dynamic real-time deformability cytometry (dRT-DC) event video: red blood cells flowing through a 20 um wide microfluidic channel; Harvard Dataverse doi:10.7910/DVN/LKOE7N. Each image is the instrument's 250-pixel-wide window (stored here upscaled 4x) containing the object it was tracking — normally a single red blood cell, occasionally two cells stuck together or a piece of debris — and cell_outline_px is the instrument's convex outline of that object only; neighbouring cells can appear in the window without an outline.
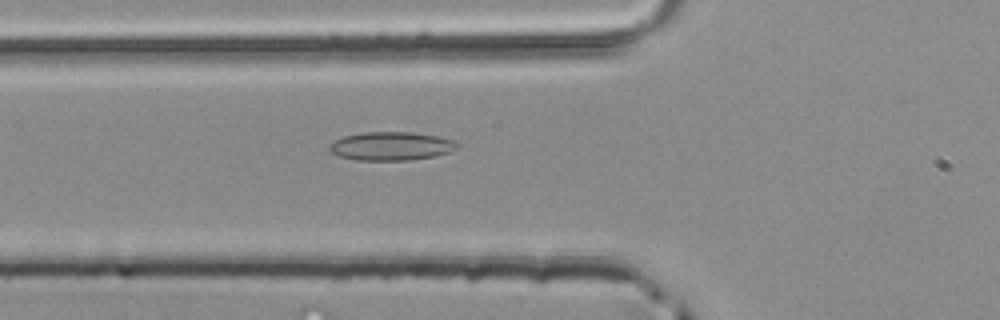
{"species": "common noctule bat (a hibernating species)", "species_latin": "Nyctalus noctula", "temperature_condition": "room temperature", "stored_images_in_passage": 38, "camera_frame_rate_fps": 3000, "um_per_image_px": 0.085, "animal": {"sex": "male", "body_mass_g": 20.4}, "frame": {"image": 1, "passage_image": 11, "time_ms": 3.333, "image_size_px": [1000, 320], "cell_outline_px": [[460, 144], [456, 148], [448, 152], [432, 156], [408, 160], [356, 160], [340, 156], [332, 152], [328, 148], [328, 144], [344, 136], [364, 132], [412, 132], [436, 136], [456, 140]], "centroid_in_image_um": [33.24, 12.41], "position_along_channel_um": 92.6, "area_um2": 21.1}}
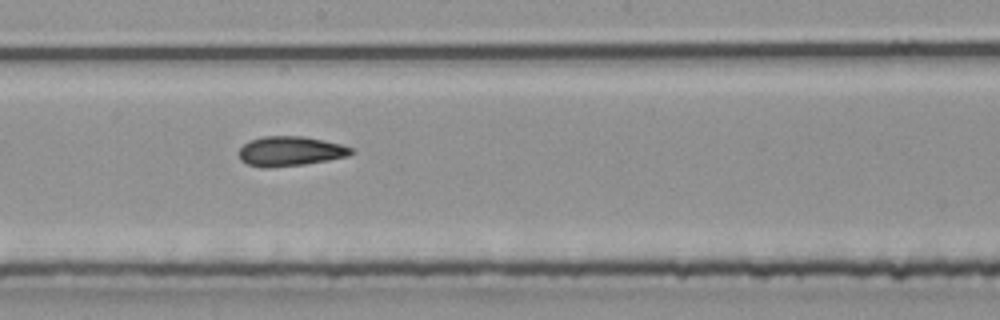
{"frame": {"image": 2, "passage_image": 20, "time_ms": 6.333, "image_size_px": [1000, 320], "cell_outline_px": [[356, 152], [348, 156], [328, 160], [304, 164], [268, 168], [264, 168], [248, 164], [240, 160], [240, 148], [248, 140], [264, 136], [304, 136], [324, 140], [340, 144], [352, 148]], "centroid_in_image_um": [24.68, 12.85], "position_along_channel_um": 223.5, "area_um2": 19.48}}
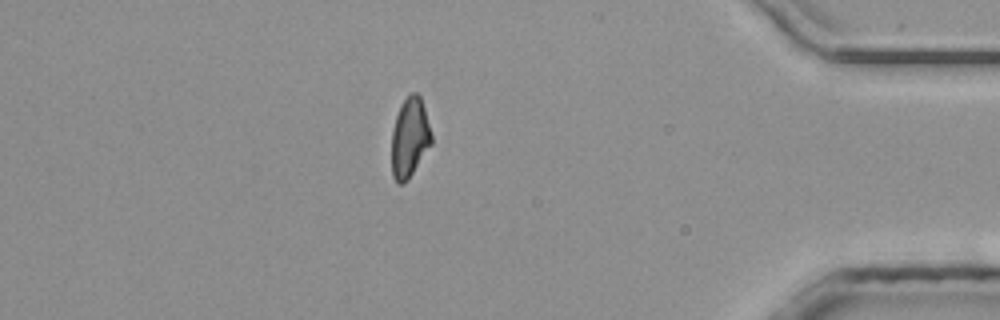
{"frame": {"image": 3, "passage_image": 35, "time_ms": 11.333, "image_size_px": [1000, 320], "cell_outline_px": [[432, 144], [408, 180], [404, 184], [396, 184], [392, 176], [392, 132], [396, 116], [400, 104], [412, 92], [416, 92], [420, 96], [424, 108], [432, 136]], "centroid_in_image_um": [34.82, 11.74], "position_along_channel_um": 400.4, "area_um2": 18.55}}